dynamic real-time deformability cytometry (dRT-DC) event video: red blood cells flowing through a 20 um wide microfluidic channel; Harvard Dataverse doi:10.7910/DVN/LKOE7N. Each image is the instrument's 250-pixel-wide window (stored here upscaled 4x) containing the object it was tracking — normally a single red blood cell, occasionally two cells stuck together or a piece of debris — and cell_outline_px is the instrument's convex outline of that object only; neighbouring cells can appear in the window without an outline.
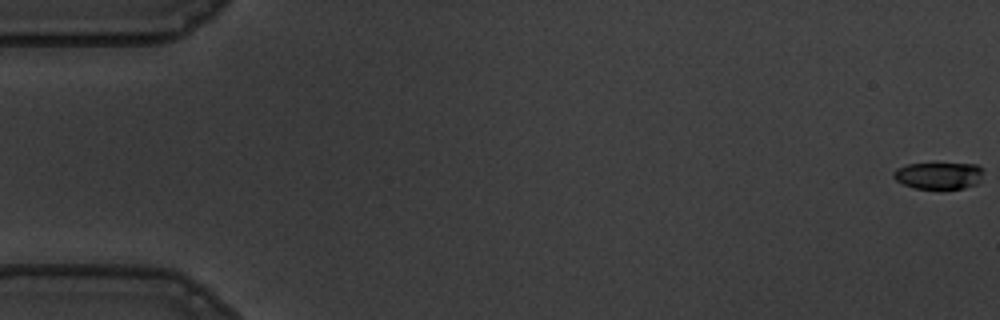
{"species": "common noctule bat (a hibernating species)", "species_latin": "Nyctalus noctula", "temperature_condition": "warm", "stored_images_in_passage": 13, "camera_frame_rate_fps": 3000, "um_per_image_px": 0.085, "animal": {"sex": "male", "body_mass_g": 19.5, "forearm_length_mm": 54.6}, "frame": {"image": 1, "passage_image": 1, "time_ms": 0.0, "image_size_px": [1000, 320], "cell_outline_px": [[984, 172], [980, 184], [964, 188], [912, 188], [896, 180], [892, 176], [892, 172], [896, 168], [908, 164], [976, 164], [984, 168]], "centroid_in_image_um": [79.84, 14.92], "position_along_channel_um": 5.2, "area_um2": 14.22}}